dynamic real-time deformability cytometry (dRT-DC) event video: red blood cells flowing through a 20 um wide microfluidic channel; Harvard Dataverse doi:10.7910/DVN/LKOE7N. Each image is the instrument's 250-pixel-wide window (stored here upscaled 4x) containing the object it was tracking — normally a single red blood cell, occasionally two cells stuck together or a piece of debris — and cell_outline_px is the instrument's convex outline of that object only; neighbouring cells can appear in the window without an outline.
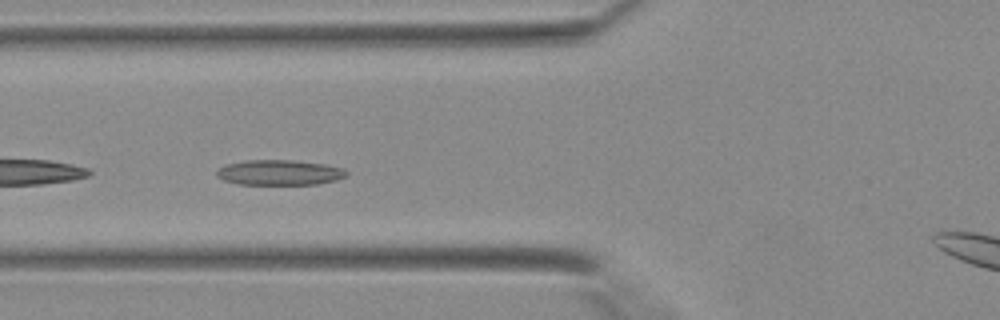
{"species": "Egyptian fruit bat (a non-hibernating species)", "species_latin": "Rousettus aegyptiacus", "temperature_condition": "warm", "stored_images_in_passage": 15, "camera_frame_rate_fps": 3000, "um_per_image_px": 0.085, "animal": {"sex": "female"}, "frame": {"image": 1, "passage_image": 7, "time_ms": 2.0, "image_size_px": [1000, 320], "cell_outline_px": [[348, 176], [336, 180], [316, 184], [240, 184], [224, 180], [216, 176], [216, 172], [224, 164], [244, 160], [292, 160], [324, 164], [340, 168], [348, 172]], "centroid_in_image_um": [23.73, 14.66], "position_along_channel_um": 102.1, "area_um2": 19.02}}
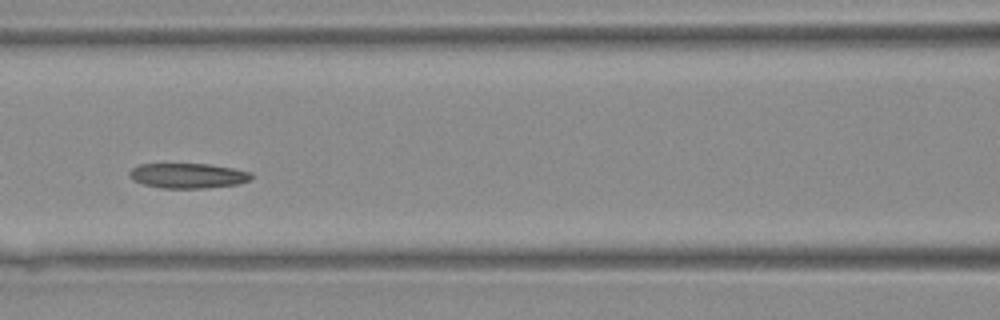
{"frame": {"image": 2, "passage_image": 10, "time_ms": 3.0, "image_size_px": [1000, 320], "cell_outline_px": [[252, 176], [248, 180], [240, 184], [204, 188], [164, 188], [144, 184], [128, 176], [128, 172], [132, 168], [140, 164], [208, 164], [232, 168], [252, 172]], "centroid_in_image_um": [15.98, 14.93], "position_along_channel_um": 150.6, "area_um2": 17.63}}
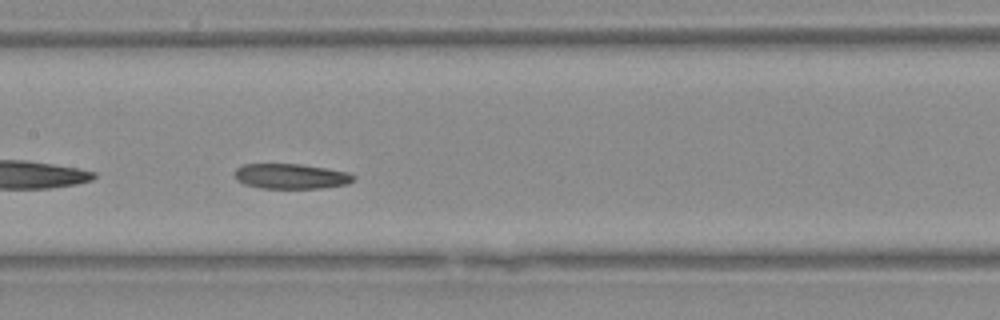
{"frame": {"image": 3, "passage_image": 12, "time_ms": 3.667, "image_size_px": [1000, 320], "cell_outline_px": [[356, 180], [348, 184], [320, 188], [260, 188], [244, 184], [236, 180], [236, 168], [244, 164], [300, 164], [348, 172], [356, 176]], "centroid_in_image_um": [24.76, 14.99], "position_along_channel_um": 182.6, "area_um2": 17.4}}